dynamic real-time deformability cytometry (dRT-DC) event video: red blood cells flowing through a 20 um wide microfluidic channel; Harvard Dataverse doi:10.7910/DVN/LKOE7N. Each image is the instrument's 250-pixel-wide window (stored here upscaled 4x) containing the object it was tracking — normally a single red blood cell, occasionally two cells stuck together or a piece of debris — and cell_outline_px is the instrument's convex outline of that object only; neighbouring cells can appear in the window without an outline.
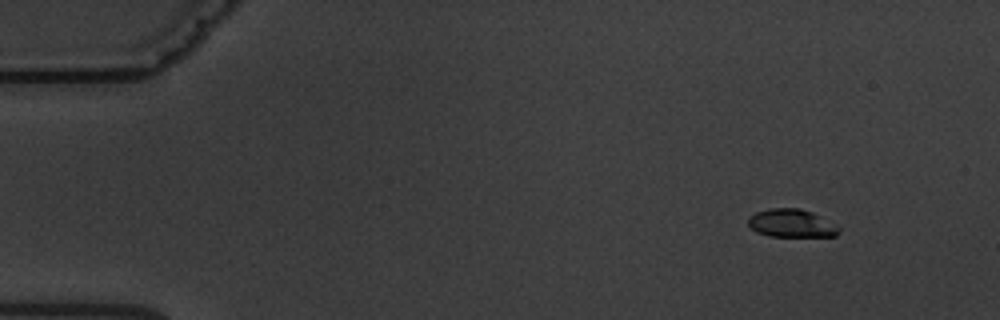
{"species": "common noctule bat (a hibernating species)", "species_latin": "Nyctalus noctula", "temperature_condition": "warm", "stored_images_in_passage": 5, "camera_frame_rate_fps": 3000, "um_per_image_px": 0.085, "animal": {"sex": "male", "body_mass_g": 19.5, "forearm_length_mm": 54.6}, "frame": {"image": 1, "passage_image": 2, "time_ms": 1.0, "image_size_px": [1000, 320], "cell_outline_px": [[840, 232], [836, 236], [768, 236], [756, 232], [748, 224], [748, 216], [756, 212], [768, 208], [800, 208], [812, 212], [820, 216], [840, 228]], "centroid_in_image_um": [67.25, 18.97], "position_along_channel_um": 17.8, "area_um2": 14.85}}
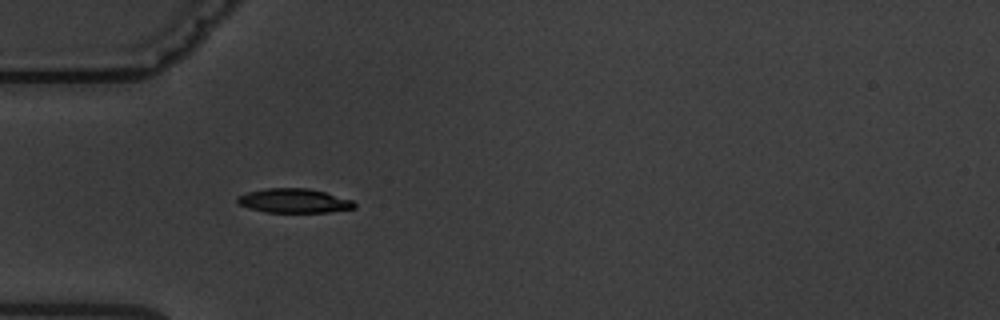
{"frame": {"image": 2, "passage_image": 5, "time_ms": 5.0, "image_size_px": [1000, 320], "cell_outline_px": [[356, 208], [328, 212], [268, 212], [252, 208], [240, 204], [236, 200], [236, 196], [248, 192], [264, 188], [308, 188], [324, 192], [352, 200], [356, 204]], "centroid_in_image_um": [25.0, 17.05], "position_along_channel_um": 60.0, "area_um2": 16.36}}